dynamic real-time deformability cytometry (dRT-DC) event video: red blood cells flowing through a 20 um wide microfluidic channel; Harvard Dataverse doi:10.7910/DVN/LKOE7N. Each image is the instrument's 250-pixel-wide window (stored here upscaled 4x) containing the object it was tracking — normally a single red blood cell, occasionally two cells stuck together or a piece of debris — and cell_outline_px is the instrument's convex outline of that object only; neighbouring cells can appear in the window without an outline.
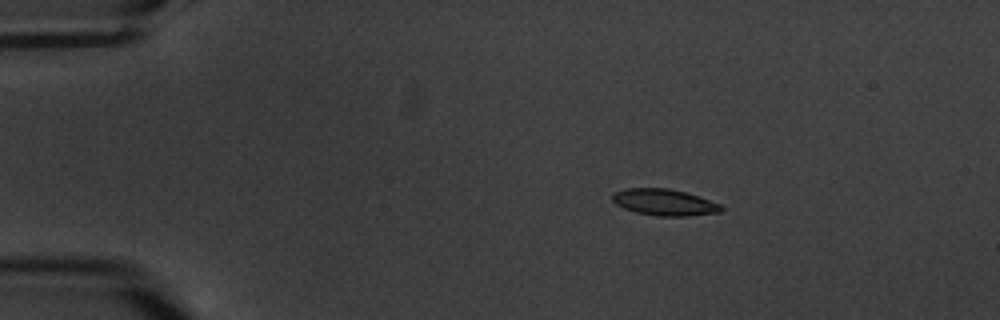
{"species": "common noctule bat (a hibernating species)", "species_latin": "Nyctalus noctula", "temperature_condition": "warm", "stored_images_in_passage": 6, "camera_frame_rate_fps": 3000, "um_per_image_px": 0.085, "animal": {"sex": "male", "body_mass_g": 20.1, "forearm_length_mm": 53.5}, "frame": {"image": 1, "passage_image": 3, "time_ms": 2.333, "image_size_px": [1000, 320], "cell_outline_px": [[724, 208], [720, 212], [688, 216], [656, 216], [636, 212], [624, 208], [616, 204], [612, 200], [612, 196], [616, 192], [624, 188], [668, 188], [684, 192], [720, 204]], "centroid_in_image_um": [56.45, 17.2], "position_along_channel_um": 28.6, "area_um2": 16.59}}